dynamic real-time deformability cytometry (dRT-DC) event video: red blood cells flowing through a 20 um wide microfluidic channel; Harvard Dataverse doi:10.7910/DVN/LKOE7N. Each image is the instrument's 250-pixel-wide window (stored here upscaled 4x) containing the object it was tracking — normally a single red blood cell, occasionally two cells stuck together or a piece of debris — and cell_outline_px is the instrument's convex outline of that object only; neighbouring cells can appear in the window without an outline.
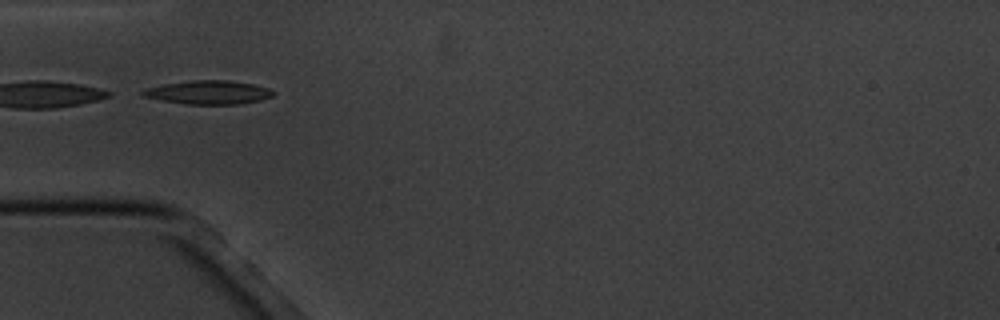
{"species": "common noctule bat (a hibernating species)", "species_latin": "Nyctalus noctula", "temperature_condition": "cold", "stored_images_in_passage": 2, "camera_frame_rate_fps": 3000, "um_per_image_px": 0.085, "animal": {"sex": "male", "body_mass_g": 20.1, "forearm_length_mm": 53.5}, "frame": {"image": 1, "passage_image": 1, "time_ms": 0.0, "image_size_px": [1000, 320], "cell_outline_px": [[276, 92], [272, 96], [260, 100], [240, 104], [188, 104], [164, 100], [144, 96], [140, 92], [148, 88], [164, 84], [192, 80], [228, 80], [252, 84], [268, 88]], "centroid_in_image_um": [17.77, 7.85], "position_along_channel_um": 67.2, "area_um2": 17.69}}